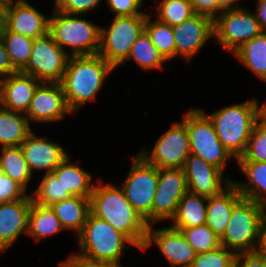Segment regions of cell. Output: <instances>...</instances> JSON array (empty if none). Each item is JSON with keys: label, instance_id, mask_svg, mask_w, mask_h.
<instances>
[{"label": "cell", "instance_id": "bcb514c9", "mask_svg": "<svg viewBox=\"0 0 266 267\" xmlns=\"http://www.w3.org/2000/svg\"><path fill=\"white\" fill-rule=\"evenodd\" d=\"M254 253L266 258V214L264 215L258 230L257 244Z\"/></svg>", "mask_w": 266, "mask_h": 267}, {"label": "cell", "instance_id": "7c38bea8", "mask_svg": "<svg viewBox=\"0 0 266 267\" xmlns=\"http://www.w3.org/2000/svg\"><path fill=\"white\" fill-rule=\"evenodd\" d=\"M138 154L158 169L183 168L191 154L186 125L182 121L174 123L157 139L151 152L143 148Z\"/></svg>", "mask_w": 266, "mask_h": 267}, {"label": "cell", "instance_id": "8fae6325", "mask_svg": "<svg viewBox=\"0 0 266 267\" xmlns=\"http://www.w3.org/2000/svg\"><path fill=\"white\" fill-rule=\"evenodd\" d=\"M70 55L47 33L34 39L27 66L21 71L41 82H60Z\"/></svg>", "mask_w": 266, "mask_h": 267}, {"label": "cell", "instance_id": "3957f363", "mask_svg": "<svg viewBox=\"0 0 266 267\" xmlns=\"http://www.w3.org/2000/svg\"><path fill=\"white\" fill-rule=\"evenodd\" d=\"M259 103L253 98L220 108L207 115L223 146L237 159L245 152L252 130L259 119Z\"/></svg>", "mask_w": 266, "mask_h": 267}, {"label": "cell", "instance_id": "f35d334b", "mask_svg": "<svg viewBox=\"0 0 266 267\" xmlns=\"http://www.w3.org/2000/svg\"><path fill=\"white\" fill-rule=\"evenodd\" d=\"M27 191L8 175L0 172V203L12 202L19 199H31Z\"/></svg>", "mask_w": 266, "mask_h": 267}, {"label": "cell", "instance_id": "f1b7e54d", "mask_svg": "<svg viewBox=\"0 0 266 267\" xmlns=\"http://www.w3.org/2000/svg\"><path fill=\"white\" fill-rule=\"evenodd\" d=\"M63 230L60 220L50 206H42L32 202L28 216L27 235L38 242Z\"/></svg>", "mask_w": 266, "mask_h": 267}, {"label": "cell", "instance_id": "ee69618b", "mask_svg": "<svg viewBox=\"0 0 266 267\" xmlns=\"http://www.w3.org/2000/svg\"><path fill=\"white\" fill-rule=\"evenodd\" d=\"M193 10L198 14H205L213 19L217 16V0H189Z\"/></svg>", "mask_w": 266, "mask_h": 267}, {"label": "cell", "instance_id": "cb8c5ba5", "mask_svg": "<svg viewBox=\"0 0 266 267\" xmlns=\"http://www.w3.org/2000/svg\"><path fill=\"white\" fill-rule=\"evenodd\" d=\"M70 159L68 154L52 173L61 181L65 191H69L73 196L90 197L95 185L94 182L91 183V173Z\"/></svg>", "mask_w": 266, "mask_h": 267}, {"label": "cell", "instance_id": "c3c4849f", "mask_svg": "<svg viewBox=\"0 0 266 267\" xmlns=\"http://www.w3.org/2000/svg\"><path fill=\"white\" fill-rule=\"evenodd\" d=\"M237 2H239V0H217V15L225 10L243 8L242 6H238Z\"/></svg>", "mask_w": 266, "mask_h": 267}, {"label": "cell", "instance_id": "4316f807", "mask_svg": "<svg viewBox=\"0 0 266 267\" xmlns=\"http://www.w3.org/2000/svg\"><path fill=\"white\" fill-rule=\"evenodd\" d=\"M32 132L30 123L23 113L0 106V146H20Z\"/></svg>", "mask_w": 266, "mask_h": 267}, {"label": "cell", "instance_id": "7402d4cb", "mask_svg": "<svg viewBox=\"0 0 266 267\" xmlns=\"http://www.w3.org/2000/svg\"><path fill=\"white\" fill-rule=\"evenodd\" d=\"M243 199L236 186L231 182L219 194L207 197L205 225L221 239L225 233L233 208Z\"/></svg>", "mask_w": 266, "mask_h": 267}, {"label": "cell", "instance_id": "d6986e66", "mask_svg": "<svg viewBox=\"0 0 266 267\" xmlns=\"http://www.w3.org/2000/svg\"><path fill=\"white\" fill-rule=\"evenodd\" d=\"M6 30L31 39L45 36L49 30V17L28 1L9 3L6 14Z\"/></svg>", "mask_w": 266, "mask_h": 267}, {"label": "cell", "instance_id": "5b68a950", "mask_svg": "<svg viewBox=\"0 0 266 267\" xmlns=\"http://www.w3.org/2000/svg\"><path fill=\"white\" fill-rule=\"evenodd\" d=\"M80 255L91 260L120 263L127 244H134L107 221L91 212L82 231L76 236Z\"/></svg>", "mask_w": 266, "mask_h": 267}, {"label": "cell", "instance_id": "681fc988", "mask_svg": "<svg viewBox=\"0 0 266 267\" xmlns=\"http://www.w3.org/2000/svg\"><path fill=\"white\" fill-rule=\"evenodd\" d=\"M9 3L0 0V35L6 28V14Z\"/></svg>", "mask_w": 266, "mask_h": 267}, {"label": "cell", "instance_id": "52a82bcc", "mask_svg": "<svg viewBox=\"0 0 266 267\" xmlns=\"http://www.w3.org/2000/svg\"><path fill=\"white\" fill-rule=\"evenodd\" d=\"M188 130L190 152L224 172L229 159H235L223 146L212 121L201 108L187 110L182 121Z\"/></svg>", "mask_w": 266, "mask_h": 267}, {"label": "cell", "instance_id": "e575fe53", "mask_svg": "<svg viewBox=\"0 0 266 267\" xmlns=\"http://www.w3.org/2000/svg\"><path fill=\"white\" fill-rule=\"evenodd\" d=\"M155 7L156 19L172 27L196 14L189 0H162Z\"/></svg>", "mask_w": 266, "mask_h": 267}, {"label": "cell", "instance_id": "7bdbcfd3", "mask_svg": "<svg viewBox=\"0 0 266 267\" xmlns=\"http://www.w3.org/2000/svg\"><path fill=\"white\" fill-rule=\"evenodd\" d=\"M234 267H266V258L258 256L254 252L237 253Z\"/></svg>", "mask_w": 266, "mask_h": 267}, {"label": "cell", "instance_id": "f907efd6", "mask_svg": "<svg viewBox=\"0 0 266 267\" xmlns=\"http://www.w3.org/2000/svg\"><path fill=\"white\" fill-rule=\"evenodd\" d=\"M259 118L266 123V103L259 106Z\"/></svg>", "mask_w": 266, "mask_h": 267}, {"label": "cell", "instance_id": "4dcf8cb0", "mask_svg": "<svg viewBox=\"0 0 266 267\" xmlns=\"http://www.w3.org/2000/svg\"><path fill=\"white\" fill-rule=\"evenodd\" d=\"M127 60H133L141 69L146 71L155 68L162 70L164 69L163 63H167L158 49L153 45L145 30L141 32L133 44Z\"/></svg>", "mask_w": 266, "mask_h": 267}, {"label": "cell", "instance_id": "ffe728a7", "mask_svg": "<svg viewBox=\"0 0 266 267\" xmlns=\"http://www.w3.org/2000/svg\"><path fill=\"white\" fill-rule=\"evenodd\" d=\"M40 80L23 72L0 79V106L26 114Z\"/></svg>", "mask_w": 266, "mask_h": 267}, {"label": "cell", "instance_id": "8d00e7d4", "mask_svg": "<svg viewBox=\"0 0 266 267\" xmlns=\"http://www.w3.org/2000/svg\"><path fill=\"white\" fill-rule=\"evenodd\" d=\"M236 161L266 162V123L260 118L252 130L245 152Z\"/></svg>", "mask_w": 266, "mask_h": 267}, {"label": "cell", "instance_id": "44dd1931", "mask_svg": "<svg viewBox=\"0 0 266 267\" xmlns=\"http://www.w3.org/2000/svg\"><path fill=\"white\" fill-rule=\"evenodd\" d=\"M32 199L0 203V251L4 253L28 231V216Z\"/></svg>", "mask_w": 266, "mask_h": 267}, {"label": "cell", "instance_id": "5bb4252c", "mask_svg": "<svg viewBox=\"0 0 266 267\" xmlns=\"http://www.w3.org/2000/svg\"><path fill=\"white\" fill-rule=\"evenodd\" d=\"M73 112L69 109L65 94L59 82H41L34 92L25 116L31 121L48 123L59 122L65 115Z\"/></svg>", "mask_w": 266, "mask_h": 267}, {"label": "cell", "instance_id": "9a60e30c", "mask_svg": "<svg viewBox=\"0 0 266 267\" xmlns=\"http://www.w3.org/2000/svg\"><path fill=\"white\" fill-rule=\"evenodd\" d=\"M175 36V56L191 59L214 37L213 18L196 13L191 18L172 27Z\"/></svg>", "mask_w": 266, "mask_h": 267}, {"label": "cell", "instance_id": "277c9868", "mask_svg": "<svg viewBox=\"0 0 266 267\" xmlns=\"http://www.w3.org/2000/svg\"><path fill=\"white\" fill-rule=\"evenodd\" d=\"M49 17L48 33L70 56L95 55L100 48V27L79 15H70L53 9ZM71 48L70 52L66 47Z\"/></svg>", "mask_w": 266, "mask_h": 267}, {"label": "cell", "instance_id": "ba28073f", "mask_svg": "<svg viewBox=\"0 0 266 267\" xmlns=\"http://www.w3.org/2000/svg\"><path fill=\"white\" fill-rule=\"evenodd\" d=\"M146 16H115L109 28L100 26L98 54L114 68L124 65L133 44L144 30Z\"/></svg>", "mask_w": 266, "mask_h": 267}, {"label": "cell", "instance_id": "9c48e42d", "mask_svg": "<svg viewBox=\"0 0 266 267\" xmlns=\"http://www.w3.org/2000/svg\"><path fill=\"white\" fill-rule=\"evenodd\" d=\"M125 179L120 187L126 199L146 223L151 225L152 204L158 183V168L137 154Z\"/></svg>", "mask_w": 266, "mask_h": 267}, {"label": "cell", "instance_id": "603a6c76", "mask_svg": "<svg viewBox=\"0 0 266 267\" xmlns=\"http://www.w3.org/2000/svg\"><path fill=\"white\" fill-rule=\"evenodd\" d=\"M246 182L232 183L236 186L243 198L255 201L266 207V162L237 161Z\"/></svg>", "mask_w": 266, "mask_h": 267}, {"label": "cell", "instance_id": "d4e9b609", "mask_svg": "<svg viewBox=\"0 0 266 267\" xmlns=\"http://www.w3.org/2000/svg\"><path fill=\"white\" fill-rule=\"evenodd\" d=\"M60 220L64 229L76 231V236L82 231L90 214V197L73 196L56 202L50 206Z\"/></svg>", "mask_w": 266, "mask_h": 267}, {"label": "cell", "instance_id": "30bf717a", "mask_svg": "<svg viewBox=\"0 0 266 267\" xmlns=\"http://www.w3.org/2000/svg\"><path fill=\"white\" fill-rule=\"evenodd\" d=\"M213 30L215 42L232 53L263 32L254 13L246 8L221 12L213 19Z\"/></svg>", "mask_w": 266, "mask_h": 267}, {"label": "cell", "instance_id": "f6af8a7d", "mask_svg": "<svg viewBox=\"0 0 266 267\" xmlns=\"http://www.w3.org/2000/svg\"><path fill=\"white\" fill-rule=\"evenodd\" d=\"M16 72L17 71L13 68L10 62L6 46L0 35V79Z\"/></svg>", "mask_w": 266, "mask_h": 267}, {"label": "cell", "instance_id": "d590c367", "mask_svg": "<svg viewBox=\"0 0 266 267\" xmlns=\"http://www.w3.org/2000/svg\"><path fill=\"white\" fill-rule=\"evenodd\" d=\"M180 230L196 254L210 252L221 246L220 238L207 225L188 227Z\"/></svg>", "mask_w": 266, "mask_h": 267}, {"label": "cell", "instance_id": "f546056e", "mask_svg": "<svg viewBox=\"0 0 266 267\" xmlns=\"http://www.w3.org/2000/svg\"><path fill=\"white\" fill-rule=\"evenodd\" d=\"M0 172L19 183L26 191L33 174L20 146L1 147Z\"/></svg>", "mask_w": 266, "mask_h": 267}, {"label": "cell", "instance_id": "6da1fadb", "mask_svg": "<svg viewBox=\"0 0 266 267\" xmlns=\"http://www.w3.org/2000/svg\"><path fill=\"white\" fill-rule=\"evenodd\" d=\"M90 196L91 213L123 233L136 248L142 251L148 224L126 199L122 188L113 184L96 182Z\"/></svg>", "mask_w": 266, "mask_h": 267}, {"label": "cell", "instance_id": "ab89813d", "mask_svg": "<svg viewBox=\"0 0 266 267\" xmlns=\"http://www.w3.org/2000/svg\"><path fill=\"white\" fill-rule=\"evenodd\" d=\"M101 0H54V9L70 15H83L96 9Z\"/></svg>", "mask_w": 266, "mask_h": 267}, {"label": "cell", "instance_id": "60d3db41", "mask_svg": "<svg viewBox=\"0 0 266 267\" xmlns=\"http://www.w3.org/2000/svg\"><path fill=\"white\" fill-rule=\"evenodd\" d=\"M143 2L144 0H106L115 16L147 15L148 13L139 10Z\"/></svg>", "mask_w": 266, "mask_h": 267}, {"label": "cell", "instance_id": "ac0fdd59", "mask_svg": "<svg viewBox=\"0 0 266 267\" xmlns=\"http://www.w3.org/2000/svg\"><path fill=\"white\" fill-rule=\"evenodd\" d=\"M28 168L32 173L34 170H44L52 173L68 155V151L48 137H38L33 131L20 145Z\"/></svg>", "mask_w": 266, "mask_h": 267}, {"label": "cell", "instance_id": "2e32d148", "mask_svg": "<svg viewBox=\"0 0 266 267\" xmlns=\"http://www.w3.org/2000/svg\"><path fill=\"white\" fill-rule=\"evenodd\" d=\"M153 243L157 245L171 267H191L196 253L180 230L171 226L155 230L153 224L148 225L142 251L145 252Z\"/></svg>", "mask_w": 266, "mask_h": 267}, {"label": "cell", "instance_id": "83f0119b", "mask_svg": "<svg viewBox=\"0 0 266 267\" xmlns=\"http://www.w3.org/2000/svg\"><path fill=\"white\" fill-rule=\"evenodd\" d=\"M233 55L259 79L266 80V31L243 43Z\"/></svg>", "mask_w": 266, "mask_h": 267}, {"label": "cell", "instance_id": "1f68e13d", "mask_svg": "<svg viewBox=\"0 0 266 267\" xmlns=\"http://www.w3.org/2000/svg\"><path fill=\"white\" fill-rule=\"evenodd\" d=\"M151 18L152 14L148 13L144 30L163 58L169 61L175 57V36L172 26L162 23L157 19L152 22Z\"/></svg>", "mask_w": 266, "mask_h": 267}, {"label": "cell", "instance_id": "7a4b0ae2", "mask_svg": "<svg viewBox=\"0 0 266 267\" xmlns=\"http://www.w3.org/2000/svg\"><path fill=\"white\" fill-rule=\"evenodd\" d=\"M115 68L99 54L70 56L59 82L69 109L74 113L86 102L93 101Z\"/></svg>", "mask_w": 266, "mask_h": 267}, {"label": "cell", "instance_id": "7dc6e473", "mask_svg": "<svg viewBox=\"0 0 266 267\" xmlns=\"http://www.w3.org/2000/svg\"><path fill=\"white\" fill-rule=\"evenodd\" d=\"M257 9L254 12L258 23L260 24L263 31H266V0H256Z\"/></svg>", "mask_w": 266, "mask_h": 267}, {"label": "cell", "instance_id": "8992f818", "mask_svg": "<svg viewBox=\"0 0 266 267\" xmlns=\"http://www.w3.org/2000/svg\"><path fill=\"white\" fill-rule=\"evenodd\" d=\"M266 214V207L243 198L234 208L221 246L237 253L254 252L260 223Z\"/></svg>", "mask_w": 266, "mask_h": 267}, {"label": "cell", "instance_id": "484cf974", "mask_svg": "<svg viewBox=\"0 0 266 267\" xmlns=\"http://www.w3.org/2000/svg\"><path fill=\"white\" fill-rule=\"evenodd\" d=\"M207 197L187 191L180 200L175 216L171 219L174 229L205 225Z\"/></svg>", "mask_w": 266, "mask_h": 267}, {"label": "cell", "instance_id": "b9f144b4", "mask_svg": "<svg viewBox=\"0 0 266 267\" xmlns=\"http://www.w3.org/2000/svg\"><path fill=\"white\" fill-rule=\"evenodd\" d=\"M60 267H123L120 263L91 260L82 255L71 254L65 261L59 262Z\"/></svg>", "mask_w": 266, "mask_h": 267}, {"label": "cell", "instance_id": "4fadbf2b", "mask_svg": "<svg viewBox=\"0 0 266 267\" xmlns=\"http://www.w3.org/2000/svg\"><path fill=\"white\" fill-rule=\"evenodd\" d=\"M187 191L182 168L158 169V183L152 204V224L155 225L162 220L170 221Z\"/></svg>", "mask_w": 266, "mask_h": 267}, {"label": "cell", "instance_id": "e0dca14e", "mask_svg": "<svg viewBox=\"0 0 266 267\" xmlns=\"http://www.w3.org/2000/svg\"><path fill=\"white\" fill-rule=\"evenodd\" d=\"M182 169L188 191L202 196L217 195L232 182L219 168L194 154L188 156Z\"/></svg>", "mask_w": 266, "mask_h": 267}, {"label": "cell", "instance_id": "816d5d0a", "mask_svg": "<svg viewBox=\"0 0 266 267\" xmlns=\"http://www.w3.org/2000/svg\"><path fill=\"white\" fill-rule=\"evenodd\" d=\"M3 1H5L7 3H12V2H25L27 0H3Z\"/></svg>", "mask_w": 266, "mask_h": 267}, {"label": "cell", "instance_id": "74e56055", "mask_svg": "<svg viewBox=\"0 0 266 267\" xmlns=\"http://www.w3.org/2000/svg\"><path fill=\"white\" fill-rule=\"evenodd\" d=\"M236 253L226 247L196 254L191 267H234Z\"/></svg>", "mask_w": 266, "mask_h": 267}, {"label": "cell", "instance_id": "d6a6232c", "mask_svg": "<svg viewBox=\"0 0 266 267\" xmlns=\"http://www.w3.org/2000/svg\"><path fill=\"white\" fill-rule=\"evenodd\" d=\"M1 37L13 68L17 72H21L30 59L34 39L6 29L2 32Z\"/></svg>", "mask_w": 266, "mask_h": 267}, {"label": "cell", "instance_id": "836d02e7", "mask_svg": "<svg viewBox=\"0 0 266 267\" xmlns=\"http://www.w3.org/2000/svg\"><path fill=\"white\" fill-rule=\"evenodd\" d=\"M71 197L73 195L65 191L61 181L53 173H45L37 189L31 195L32 202L42 206H51Z\"/></svg>", "mask_w": 266, "mask_h": 267}]
</instances>
